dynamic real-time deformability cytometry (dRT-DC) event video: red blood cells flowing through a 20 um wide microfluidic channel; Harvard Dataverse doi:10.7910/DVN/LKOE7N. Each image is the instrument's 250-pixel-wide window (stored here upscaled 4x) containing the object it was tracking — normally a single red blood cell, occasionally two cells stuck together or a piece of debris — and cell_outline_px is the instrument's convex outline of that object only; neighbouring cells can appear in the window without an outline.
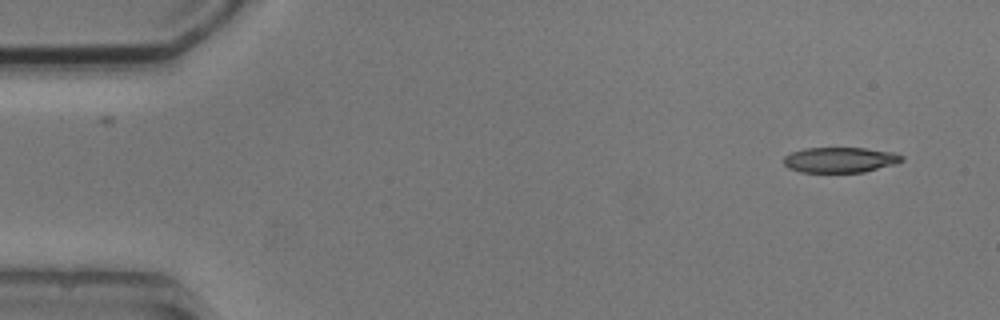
{"species": "common noctule bat (a hibernating species)", "species_latin": "Nyctalus noctula", "temperature_condition": "cold", "stored_images_in_passage": 2, "camera_frame_rate_fps": 3000, "um_per_image_px": 0.085, "animal": {"sex": "male", "body_mass_g": 20.5, "forearm_length_mm": 52.5}, "frame": {"image": 1, "passage_image": 2, "time_ms": 1.333, "image_size_px": [1000, 320], "cell_outline_px": [[904, 160], [896, 164], [864, 172], [800, 172], [788, 168], [784, 164], [784, 156], [792, 152], [804, 148], [864, 148], [896, 152], [904, 156]], "centroid_in_image_um": [71.44, 13.59], "position_along_channel_um": 13.6, "area_um2": 17.63}}